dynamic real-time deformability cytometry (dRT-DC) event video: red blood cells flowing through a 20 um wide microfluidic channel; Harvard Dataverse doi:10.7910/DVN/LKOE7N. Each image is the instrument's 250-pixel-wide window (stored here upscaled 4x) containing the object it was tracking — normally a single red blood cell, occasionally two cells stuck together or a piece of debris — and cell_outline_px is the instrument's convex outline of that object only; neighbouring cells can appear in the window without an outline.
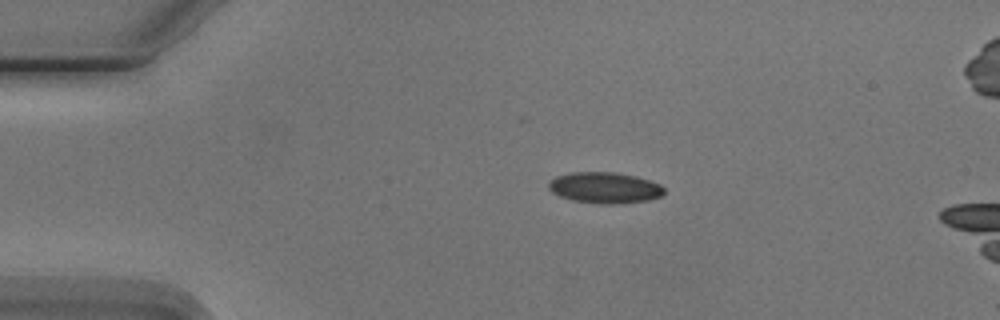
{"species": "Egyptian fruit bat (a non-hibernating species)", "species_latin": "Rousettus aegyptiacus", "temperature_condition": "cold", "stored_images_in_passage": 5, "camera_frame_rate_fps": 3000, "um_per_image_px": 0.085, "animal": {"sex": "male"}, "frame": {"image": 1, "passage_image": 3, "time_ms": 2.333, "image_size_px": [1000, 320], "cell_outline_px": [[664, 192], [660, 196], [648, 200], [616, 204], [596, 204], [572, 200], [560, 196], [552, 192], [548, 188], [548, 184], [556, 176], [572, 172], [612, 172], [636, 176], [660, 184], [664, 188]], "centroid_in_image_um": [51.39, 15.96], "position_along_channel_um": 33.6, "area_um2": 20.87}}